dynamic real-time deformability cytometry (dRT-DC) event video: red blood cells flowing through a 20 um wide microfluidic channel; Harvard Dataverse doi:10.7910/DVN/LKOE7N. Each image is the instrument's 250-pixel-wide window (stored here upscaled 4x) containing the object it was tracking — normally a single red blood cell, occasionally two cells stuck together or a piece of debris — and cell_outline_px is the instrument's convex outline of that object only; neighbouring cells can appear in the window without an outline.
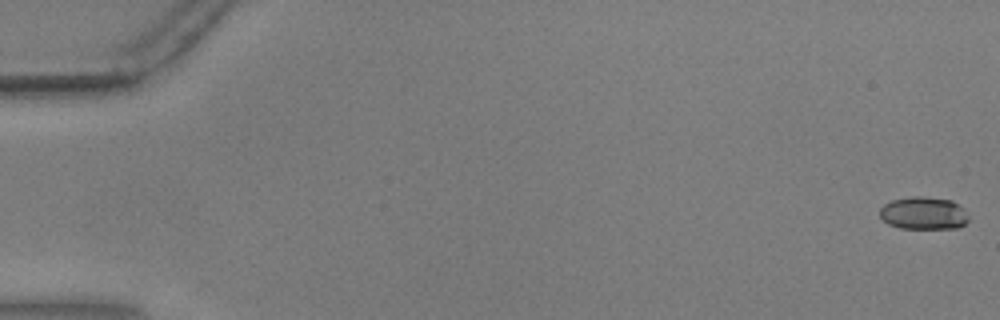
{"species": "common noctule bat (a hibernating species)", "species_latin": "Nyctalus noctula", "temperature_condition": "warm", "stored_images_in_passage": 56, "camera_frame_rate_fps": 3000, "um_per_image_px": 0.085, "animal": {"sex": "male", "body_mass_g": 17.9, "forearm_length_mm": 54.2}, "frame": {"image": 1, "passage_image": 1, "time_ms": 0.0, "image_size_px": [1000, 320], "cell_outline_px": [[968, 220], [964, 224], [956, 228], [900, 228], [888, 224], [880, 216], [880, 208], [884, 204], [892, 200], [912, 196], [920, 196], [952, 200], [964, 208], [968, 216]], "centroid_in_image_um": [78.51, 18.11], "position_along_channel_um": 6.5, "area_um2": 16.88}}
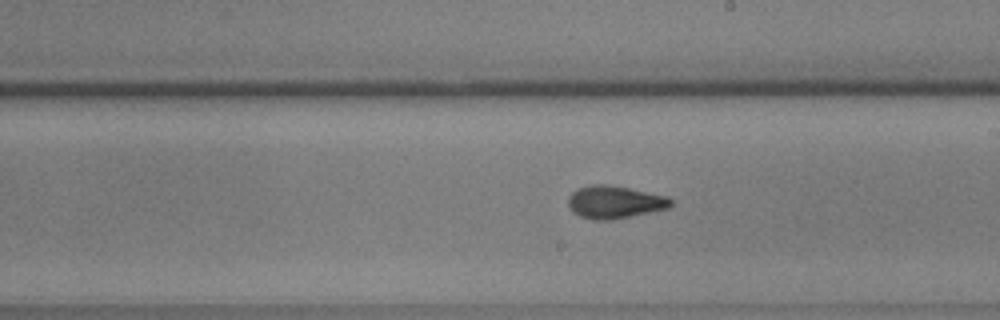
{"frame": {"image": 2, "passage_image": 33, "time_ms": 10.667, "image_size_px": [1000, 320], "cell_outline_px": [[672, 204], [668, 208], [612, 220], [596, 220], [580, 216], [572, 212], [568, 208], [568, 196], [572, 192], [580, 188], [596, 184], [604, 184], [628, 188], [668, 196], [672, 200]], "centroid_in_image_um": [52.23, 17.18], "position_along_channel_um": 236.8, "area_um2": 19.42}}
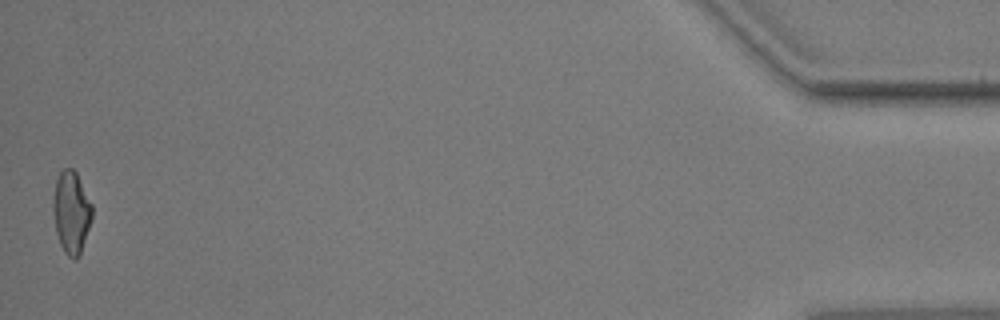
{"frame": {"image": 3, "passage_image": 56, "time_ms": 18.333, "image_size_px": [1000, 320], "cell_outline_px": [[92, 216], [80, 256], [76, 260], [72, 260], [64, 252], [60, 244], [56, 232], [52, 208], [52, 200], [56, 180], [60, 172], [64, 168], [72, 168], [76, 172], [92, 204]], "centroid_in_image_um": [6.05, 18.06], "position_along_channel_um": 429.1, "area_um2": 18.79}, "authors_computed_cell_mechanics": {"area_um2": 18.4093, "velocity_mm_per_s": 3.6433, "shape_relaxation_time_tau1_ms": 7.0845, "shape_relaxation_time_tau2_ms": 2.1903, "deformation_change_tau1": 0.1895, "deformation_change_tau2": 0.0834}}